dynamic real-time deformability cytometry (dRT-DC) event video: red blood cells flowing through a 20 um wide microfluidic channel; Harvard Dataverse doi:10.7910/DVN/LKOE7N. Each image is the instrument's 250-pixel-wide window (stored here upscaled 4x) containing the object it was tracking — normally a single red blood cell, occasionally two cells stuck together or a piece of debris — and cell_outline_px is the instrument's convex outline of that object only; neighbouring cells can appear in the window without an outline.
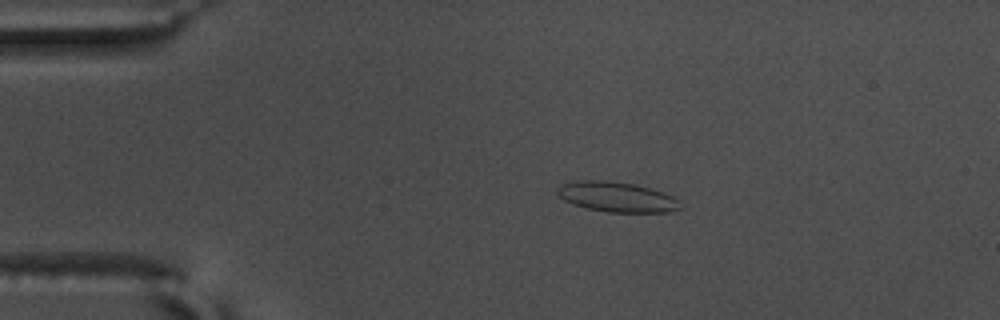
{"species": "common noctule bat (a hibernating species)", "species_latin": "Nyctalus noctula", "temperature_condition": "warm", "stored_images_in_passage": 56, "camera_frame_rate_fps": 3000, "um_per_image_px": 0.085, "animal": {"sex": "male", "body_mass_g": 17.5, "forearm_length_mm": 52.3}, "frame": {"image": 1, "passage_image": 11, "time_ms": 3.333, "image_size_px": [1000, 320], "cell_outline_px": [[680, 208], [668, 212], [608, 212], [588, 208], [572, 204], [564, 200], [556, 192], [556, 188], [564, 184], [580, 180], [604, 180], [636, 184], [664, 192], [680, 200]], "centroid_in_image_um": [52.44, 16.73], "position_along_channel_um": 32.6, "area_um2": 21.5}}
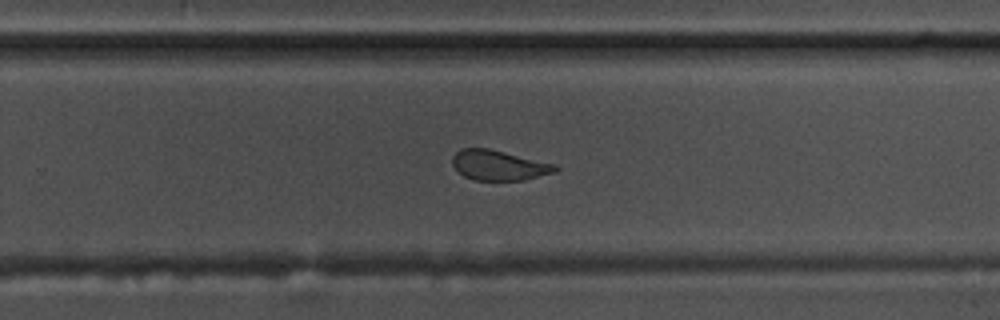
{"frame": {"image": 2, "passage_image": 36, "time_ms": 11.667, "image_size_px": [1000, 320], "cell_outline_px": [[560, 168], [556, 172], [524, 180], [472, 180], [464, 176], [452, 164], [452, 156], [460, 148], [488, 148], [556, 164]], "centroid_in_image_um": [42.41, 14.05], "position_along_channel_um": 287.4, "area_um2": 18.09}}
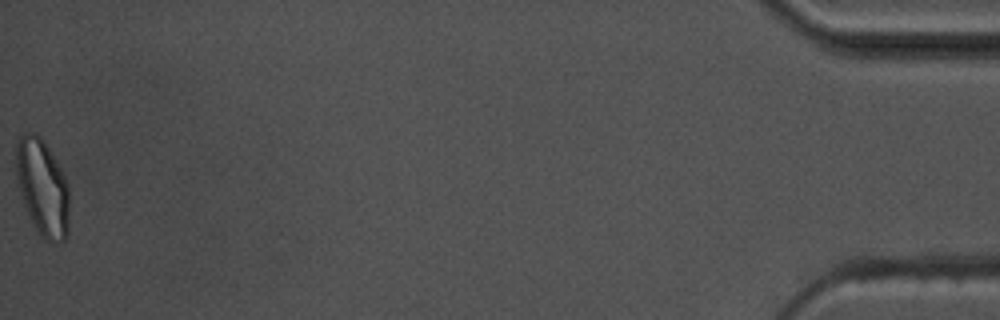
{"frame": {"image": 3, "passage_image": 56, "time_ms": 18.333, "image_size_px": [1000, 320], "cell_outline_px": [[68, 232], [64, 240], [56, 244], [40, 236], [32, 224], [24, 204], [16, 180], [16, 144], [20, 136], [24, 132], [36, 132], [44, 140], [60, 168], [68, 184]], "centroid_in_image_um": [3.59, 15.93], "position_along_channel_um": 431.6, "area_um2": 30.11}, "authors_computed_cell_mechanics": {"area_um2": 20.7213, "velocity_mm_per_s": 3.6562, "shape_relaxation_time_tau1_ms": 5.2656, "shape_relaxation_time_tau2_ms": 1.188, "deformation_change_tau1": 0.1727, "deformation_change_tau2": 0.0784}}